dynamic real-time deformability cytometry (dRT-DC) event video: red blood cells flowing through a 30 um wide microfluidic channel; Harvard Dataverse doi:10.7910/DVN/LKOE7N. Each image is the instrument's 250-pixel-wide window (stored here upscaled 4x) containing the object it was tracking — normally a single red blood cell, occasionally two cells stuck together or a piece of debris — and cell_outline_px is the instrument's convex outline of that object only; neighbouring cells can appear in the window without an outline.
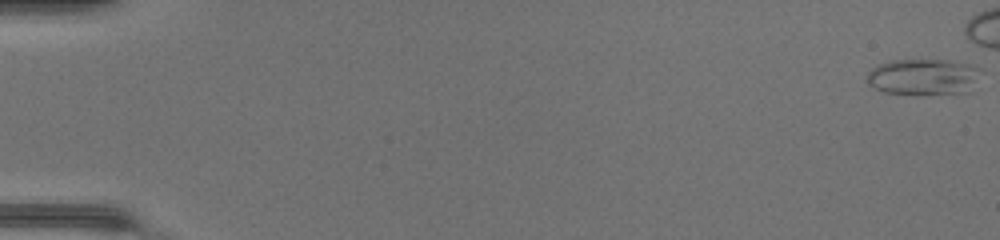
{"species": "common noctule bat (a hibernating species)", "species_latin": "Nyctalus noctula", "temperature_condition": "warm", "stored_images_in_passage": 44, "camera_frame_rate_fps": 3000, "um_per_image_px": 0.085, "animal": {"sex": "female", "body_mass_g": 17.0, "forearm_length_mm": 48.0}, "frame": {"image": 1, "passage_image": 1, "time_ms": 0.0, "image_size_px": [1000, 240], "cell_outline_px": [[980, 68], [968, 92], [884, 92], [868, 84], [868, 72], [872, 68], [880, 64], [896, 60], [940, 60], [964, 64]], "centroid_in_image_um": [78.41, 6.5], "position_along_channel_um": 6.6, "area_um2": 22.48}}
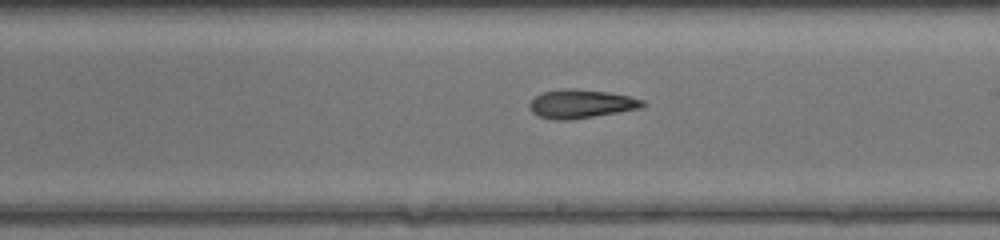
{"frame": {"image": 2, "passage_image": 30, "time_ms": 9.667, "image_size_px": [1000, 240], "cell_outline_px": [[644, 104], [640, 108], [568, 120], [556, 120], [540, 116], [532, 112], [532, 100], [536, 96], [544, 92], [604, 92], [628, 96], [644, 100]], "centroid_in_image_um": [49.43, 8.88], "position_along_channel_um": 239.6, "area_um2": 17.22}}
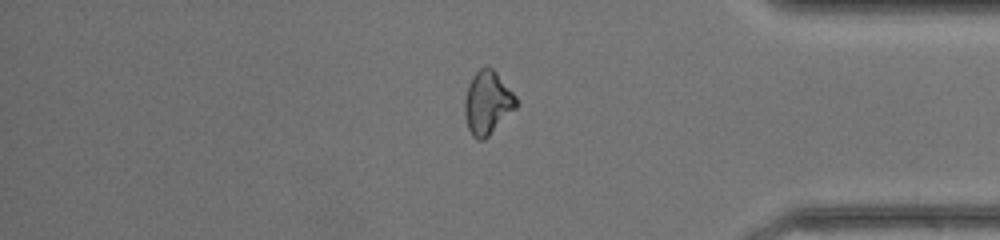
{"frame": {"image": 3, "passage_image": 42, "time_ms": 13.667, "image_size_px": [1000, 240], "cell_outline_px": [[520, 104], [484, 140], [476, 140], [472, 136], [468, 128], [464, 112], [464, 100], [468, 84], [472, 76], [480, 68], [492, 68], [496, 72], [516, 96]], "centroid_in_image_um": [41.44, 8.75], "position_along_channel_um": 393.8, "area_um2": 19.02}, "authors_computed_cell_mechanics": {"area_um2": 18.8717, "velocity_mm_per_s": 4.3587, "shape_relaxation_time_tau1_ms": null, "shape_relaxation_time_tau2_ms": 5.6634, "deformation_change_tau1": null, "deformation_change_tau2": 0.1514}}